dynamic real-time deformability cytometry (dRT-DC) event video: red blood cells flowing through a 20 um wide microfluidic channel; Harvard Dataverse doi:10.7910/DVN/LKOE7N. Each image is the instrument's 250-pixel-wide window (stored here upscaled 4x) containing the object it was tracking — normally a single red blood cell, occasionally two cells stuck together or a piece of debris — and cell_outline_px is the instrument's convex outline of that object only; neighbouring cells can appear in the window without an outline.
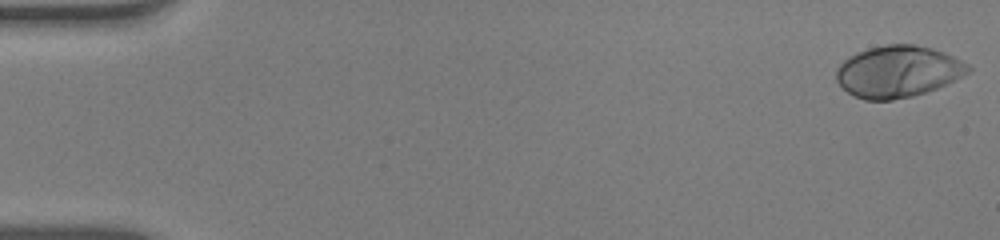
{"species": "human", "species_latin": "Homo sapiens", "temperature_condition": "warm", "stored_images_in_passage": 53, "camera_frame_rate_fps": 3000, "um_per_image_px": 0.085, "donor": {"sex": "male"}, "frame": {"image": 1, "passage_image": 1, "time_ms": 0.0, "image_size_px": [1000, 240], "cell_outline_px": [[972, 68], [968, 72], [936, 88], [912, 96], [892, 100], [864, 100], [848, 92], [836, 80], [836, 68], [848, 56], [856, 52], [868, 48], [884, 44], [912, 44], [932, 48], [944, 52], [968, 64]], "centroid_in_image_um": [76.28, 6.06], "position_along_channel_um": 8.7, "area_um2": 39.42}}
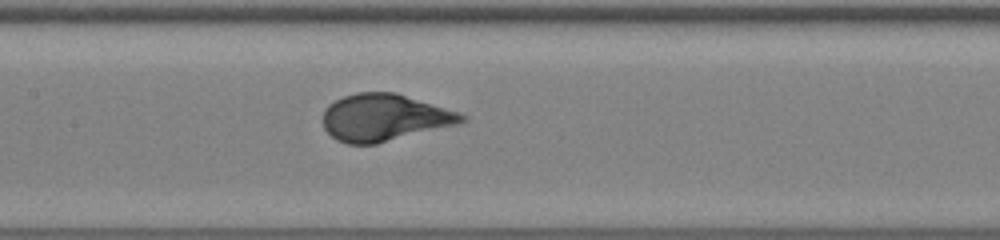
{"frame": {"image": 2, "passage_image": 26, "time_ms": 8.333, "image_size_px": [1000, 240], "cell_outline_px": [[468, 120], [460, 124], [376, 144], [348, 144], [336, 140], [324, 128], [324, 108], [328, 104], [344, 96], [356, 92], [396, 92], [460, 112], [468, 116]], "centroid_in_image_um": [32.71, 9.99], "position_along_channel_um": 174.7, "area_um2": 38.32}}
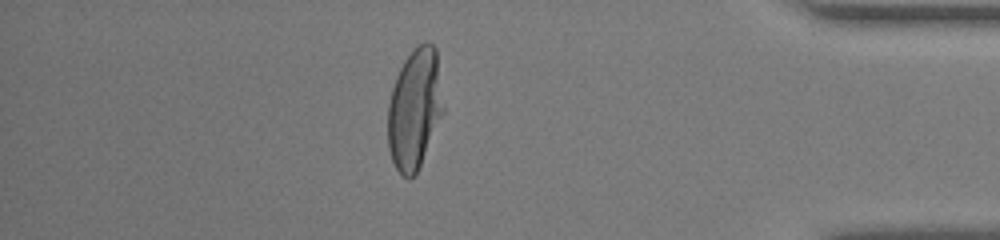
{"frame": {"image": 3, "passage_image": 46, "time_ms": 15.0, "image_size_px": [1000, 240], "cell_outline_px": [[444, 112], [420, 164], [416, 172], [408, 180], [400, 176], [392, 160], [388, 148], [388, 104], [392, 88], [396, 76], [404, 60], [416, 44], [424, 40], [428, 40], [436, 48], [444, 108]], "centroid_in_image_um": [35.24, 9.22], "position_along_channel_um": 400.0, "area_um2": 39.19}, "authors_computed_cell_mechanics": {"area_um2": 37.859, "velocity_mm_per_s": 3.9086, "shape_relaxation_time_tau1_ms": 3.2419, "shape_relaxation_time_tau2_ms": null, "deformation_change_tau1": 0.2185, "deformation_change_tau2": null}}